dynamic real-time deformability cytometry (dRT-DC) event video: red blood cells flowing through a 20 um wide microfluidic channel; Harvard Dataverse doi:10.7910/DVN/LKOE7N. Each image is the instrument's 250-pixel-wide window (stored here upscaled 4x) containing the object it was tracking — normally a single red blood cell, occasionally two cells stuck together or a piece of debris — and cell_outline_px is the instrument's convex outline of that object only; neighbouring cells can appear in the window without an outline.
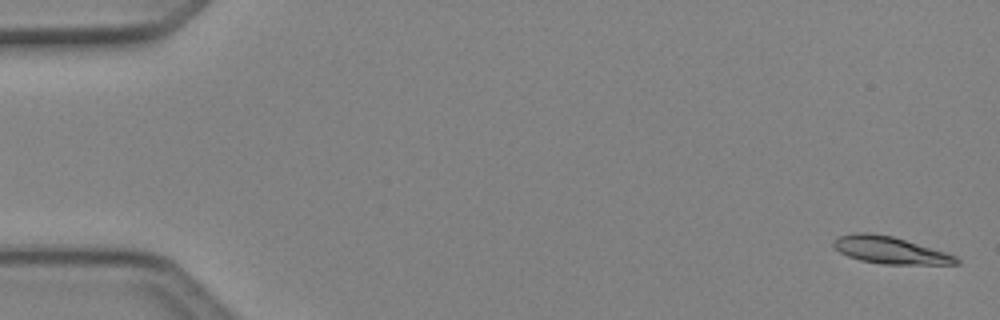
{"species": "Egyptian fruit bat (a non-hibernating species)", "species_latin": "Rousettus aegyptiacus", "temperature_condition": "cold", "stored_images_in_passage": 5, "segment_of_instrument_passage": [2, 2], "camera_frame_rate_fps": 3000, "um_per_image_px": 0.085, "animal": {"sex": "female"}, "frame": {"image": 1, "passage_image": 5, "time_ms": 1.333, "image_size_px": [1000, 320], "cell_outline_px": [[960, 264], [884, 264], [860, 260], [848, 256], [840, 252], [832, 244], [832, 240], [840, 236], [856, 232], [868, 232], [892, 236], [944, 252], [956, 256], [960, 260]], "centroid_in_image_um": [75.62, 21.26], "position_along_channel_um": 9.4, "area_um2": 19.13}}